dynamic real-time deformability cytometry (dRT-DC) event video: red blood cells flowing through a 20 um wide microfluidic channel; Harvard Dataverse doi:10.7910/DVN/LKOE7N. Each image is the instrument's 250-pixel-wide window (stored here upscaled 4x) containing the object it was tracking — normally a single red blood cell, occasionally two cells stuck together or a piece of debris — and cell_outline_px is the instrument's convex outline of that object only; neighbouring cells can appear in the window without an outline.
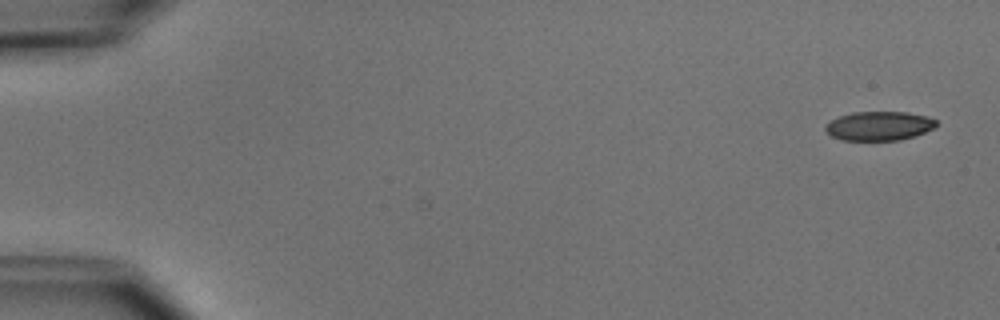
{"species": "common noctule bat (a hibernating species)", "species_latin": "Nyctalus noctula", "temperature_condition": "cold", "stored_images_in_passage": 2, "camera_frame_rate_fps": 3000, "um_per_image_px": 0.085, "animal": {"sex": "male", "body_mass_g": 15.6}, "frame": {"image": 1, "passage_image": 1, "time_ms": 0.0, "image_size_px": [1000, 320], "cell_outline_px": [[936, 124], [932, 128], [924, 132], [900, 140], [840, 140], [832, 136], [824, 128], [832, 120], [840, 116], [852, 112], [908, 112], [928, 116], [936, 120]], "centroid_in_image_um": [74.72, 10.7], "position_along_channel_um": 10.3, "area_um2": 18.55}}